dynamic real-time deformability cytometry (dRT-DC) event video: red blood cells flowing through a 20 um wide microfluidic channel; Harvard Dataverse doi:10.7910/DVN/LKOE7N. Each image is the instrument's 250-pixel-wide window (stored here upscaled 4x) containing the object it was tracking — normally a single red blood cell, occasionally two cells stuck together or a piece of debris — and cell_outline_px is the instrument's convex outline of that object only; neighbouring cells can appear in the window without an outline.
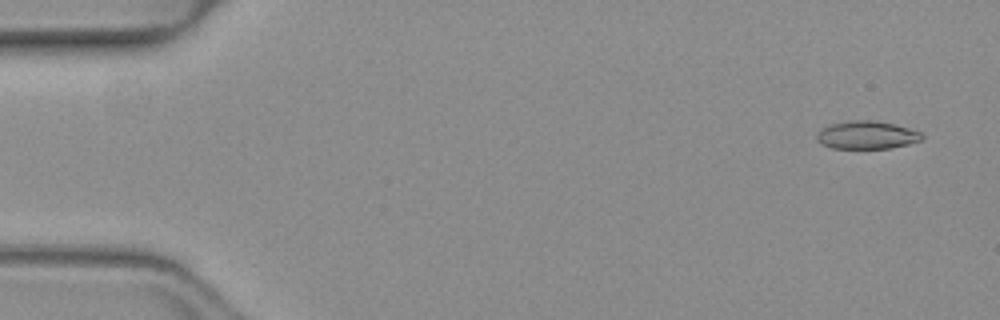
{"species": "common noctule bat (a hibernating species)", "species_latin": "Nyctalus noctula", "temperature_condition": "warm", "stored_images_in_passage": 14, "camera_frame_rate_fps": 3000, "um_per_image_px": 0.085, "animal": {"sex": "female", "body_mass_g": 19.3, "forearm_length_mm": 54.1}, "frame": {"image": 1, "passage_image": 3, "time_ms": 0.667, "image_size_px": [1000, 320], "cell_outline_px": [[924, 136], [920, 140], [908, 144], [892, 148], [832, 148], [820, 144], [816, 140], [816, 136], [820, 128], [832, 124], [848, 120], [876, 120], [896, 124], [920, 132]], "centroid_in_image_um": [73.64, 11.47], "position_along_channel_um": 11.4, "area_um2": 17.28}}
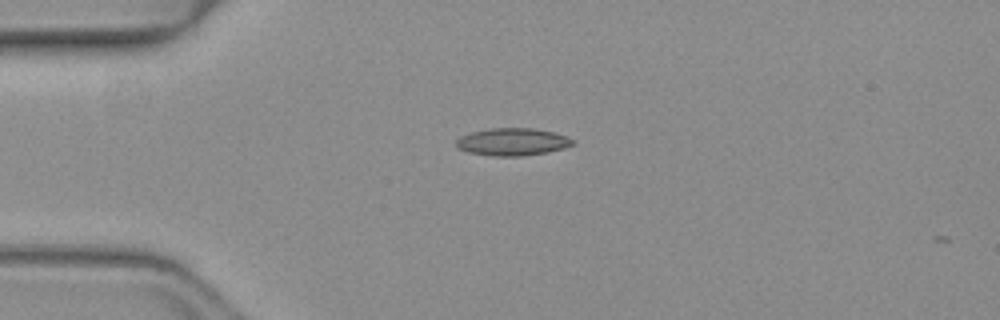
{"frame": {"image": 2, "passage_image": 13, "time_ms": 4.0, "image_size_px": [1000, 320], "cell_outline_px": [[572, 144], [564, 148], [548, 152], [520, 156], [492, 156], [468, 152], [456, 148], [456, 140], [460, 136], [472, 132], [492, 128], [532, 128], [552, 132], [564, 136], [572, 140]], "centroid_in_image_um": [43.49, 12.06], "position_along_channel_um": 41.5, "area_um2": 18.44}}